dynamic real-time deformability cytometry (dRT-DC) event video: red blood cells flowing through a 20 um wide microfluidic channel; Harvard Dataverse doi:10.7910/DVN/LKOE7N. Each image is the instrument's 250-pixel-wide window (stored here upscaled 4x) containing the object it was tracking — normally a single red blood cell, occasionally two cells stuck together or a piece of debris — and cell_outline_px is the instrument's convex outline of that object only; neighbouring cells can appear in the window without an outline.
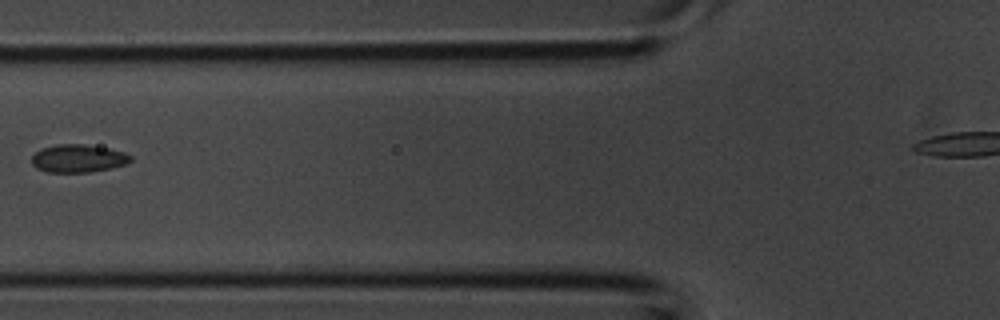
{"species": "common noctule bat (a hibernating species)", "species_latin": "Nyctalus noctula", "temperature_condition": "room temperature", "stored_images_in_passage": 3, "segment_of_instrument_passage": [1, 2], "camera_frame_rate_fps": 3000, "um_per_image_px": 0.085, "animal": {"sex": "male", "body_mass_g": 20.1, "forearm_length_mm": 53.5}, "frame": {"image": 1, "passage_image": 2, "time_ms": 0.333, "image_size_px": [1000, 320], "cell_outline_px": [[132, 160], [124, 164], [112, 168], [92, 172], [48, 172], [36, 168], [32, 164], [32, 156], [40, 148], [56, 144], [84, 144], [108, 148], [124, 152], [132, 156]], "centroid_in_image_um": [6.63, 13.46], "position_along_channel_um": 119.2, "area_um2": 16.18}}